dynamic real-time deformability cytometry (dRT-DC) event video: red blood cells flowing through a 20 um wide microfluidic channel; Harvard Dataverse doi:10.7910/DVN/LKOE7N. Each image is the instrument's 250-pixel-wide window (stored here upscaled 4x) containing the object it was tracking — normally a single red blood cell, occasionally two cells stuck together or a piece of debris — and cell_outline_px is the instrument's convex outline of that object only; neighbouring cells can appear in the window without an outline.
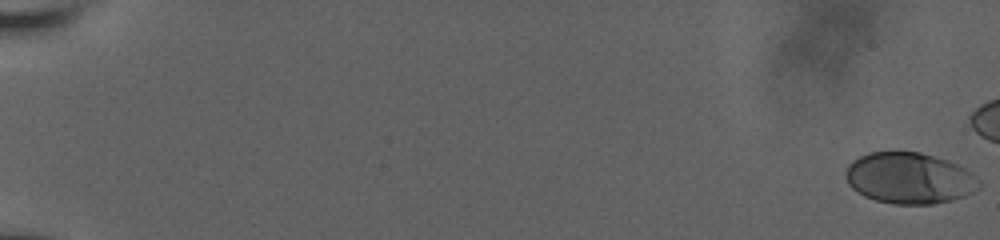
{"species": "human", "species_latin": "Homo sapiens", "temperature_condition": "room temperature", "stored_images_in_passage": 55, "camera_frame_rate_fps": 3000, "um_per_image_px": 0.085, "donor": {"sex": "male"}, "frame": {"image": 1, "passage_image": 1, "time_ms": 0.0, "image_size_px": [1000, 240], "cell_outline_px": [[980, 188], [964, 196], [952, 200], [932, 204], [892, 204], [876, 200], [864, 196], [852, 188], [848, 184], [848, 164], [852, 160], [868, 152], [920, 152], [948, 160], [972, 172], [980, 180]], "centroid_in_image_um": [77.33, 15.14], "position_along_channel_um": 7.7, "area_um2": 39.71}}
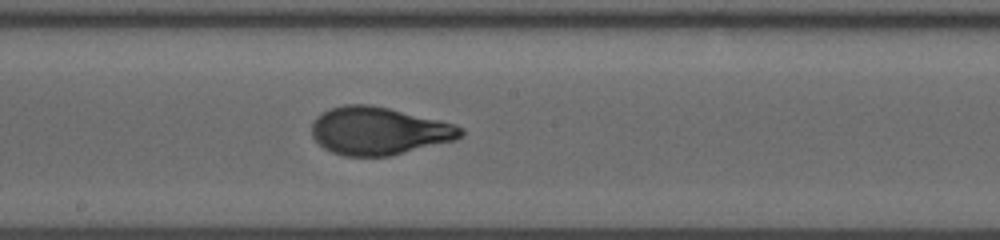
{"frame": {"image": 2, "passage_image": 35, "time_ms": 11.333, "image_size_px": [1000, 240], "cell_outline_px": [[464, 132], [456, 140], [388, 156], [344, 156], [332, 152], [324, 148], [312, 136], [312, 120], [316, 116], [332, 108], [344, 104], [372, 104], [440, 120], [456, 124], [464, 128]], "centroid_in_image_um": [32.2, 11.12], "position_along_channel_um": 216.0, "area_um2": 41.5}}
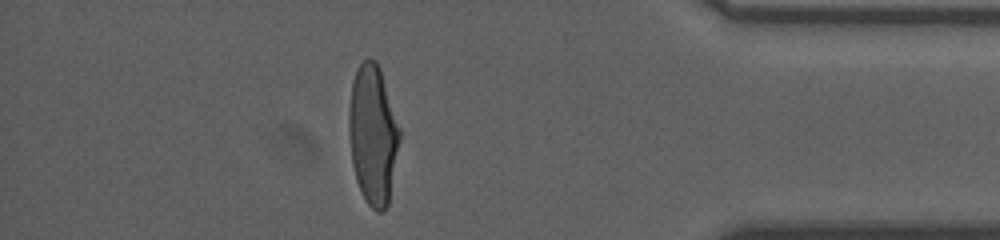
{"frame": {"image": 3, "passage_image": 52, "time_ms": 17.0, "image_size_px": [1000, 240], "cell_outline_px": [[400, 140], [388, 204], [380, 212], [376, 212], [364, 200], [356, 180], [352, 164], [348, 128], [348, 112], [352, 80], [356, 68], [368, 56], [376, 60], [380, 68], [400, 128]], "centroid_in_image_um": [31.68, 11.42], "position_along_channel_um": 403.5, "area_um2": 41.44}}